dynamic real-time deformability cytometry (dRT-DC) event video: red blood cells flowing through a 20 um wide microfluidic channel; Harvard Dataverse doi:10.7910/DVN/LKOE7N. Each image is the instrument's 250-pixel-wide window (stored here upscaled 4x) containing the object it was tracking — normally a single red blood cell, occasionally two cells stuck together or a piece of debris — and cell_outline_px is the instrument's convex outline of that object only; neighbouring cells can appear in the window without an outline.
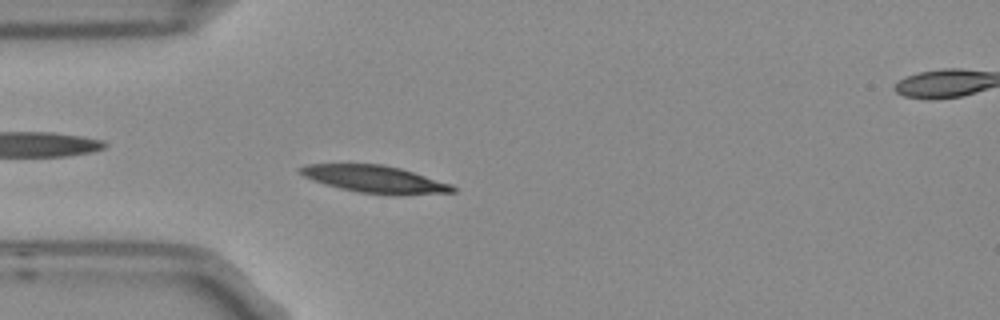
{"species": "Egyptian fruit bat (a non-hibernating species)", "species_latin": "Rousettus aegyptiacus", "temperature_condition": "room temperature", "stored_images_in_passage": 6, "segment_of_instrument_passage": [1, 2], "camera_frame_rate_fps": 3000, "um_per_image_px": 0.085, "frame": {"image": 1, "passage_image": 5, "time_ms": 1.333, "image_size_px": [1000, 320], "cell_outline_px": [[456, 192], [400, 196], [396, 196], [356, 192], [324, 184], [312, 180], [304, 176], [296, 168], [308, 164], [380, 164], [400, 168], [452, 184], [456, 188]], "centroid_in_image_um": [31.89, 15.25], "position_along_channel_um": 53.1, "area_um2": 24.51}}